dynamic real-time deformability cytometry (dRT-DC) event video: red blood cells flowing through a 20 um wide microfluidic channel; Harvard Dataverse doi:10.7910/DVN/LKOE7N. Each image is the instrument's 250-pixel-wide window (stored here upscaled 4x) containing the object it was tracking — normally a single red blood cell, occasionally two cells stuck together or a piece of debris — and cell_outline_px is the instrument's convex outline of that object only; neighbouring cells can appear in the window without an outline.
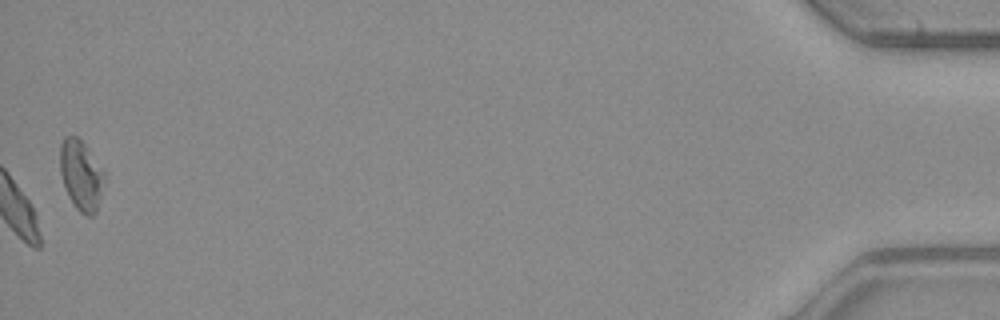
{"species": "common noctule bat (a hibernating species)", "species_latin": "Nyctalus noctula", "temperature_condition": "warm", "stored_images_in_passage": 53, "camera_frame_rate_fps": 3000, "um_per_image_px": 0.085, "animal": {"sex": "male", "body_mass_g": 23.1, "forearm_length_mm": 52.7}, "frame": {"image": 1, "passage_image": 53, "time_ms": 17.333, "image_size_px": [1000, 320], "cell_outline_px": [[104, 180], [96, 212], [92, 216], [84, 216], [72, 204], [68, 196], [60, 172], [60, 144], [64, 136], [76, 136], [84, 144], [104, 172]], "centroid_in_image_um": [6.86, 14.91], "position_along_channel_um": 428.3, "area_um2": 17.86}, "authors_computed_cell_mechanics": {"area_um2": 17.2244, "velocity_mm_per_s": 3.8444, "shape_relaxation_time_tau1_ms": 11.2271, "shape_relaxation_time_tau2_ms": 3.6878, "deformation_change_tau1": 0.2483, "deformation_change_tau2": 0.0792}}